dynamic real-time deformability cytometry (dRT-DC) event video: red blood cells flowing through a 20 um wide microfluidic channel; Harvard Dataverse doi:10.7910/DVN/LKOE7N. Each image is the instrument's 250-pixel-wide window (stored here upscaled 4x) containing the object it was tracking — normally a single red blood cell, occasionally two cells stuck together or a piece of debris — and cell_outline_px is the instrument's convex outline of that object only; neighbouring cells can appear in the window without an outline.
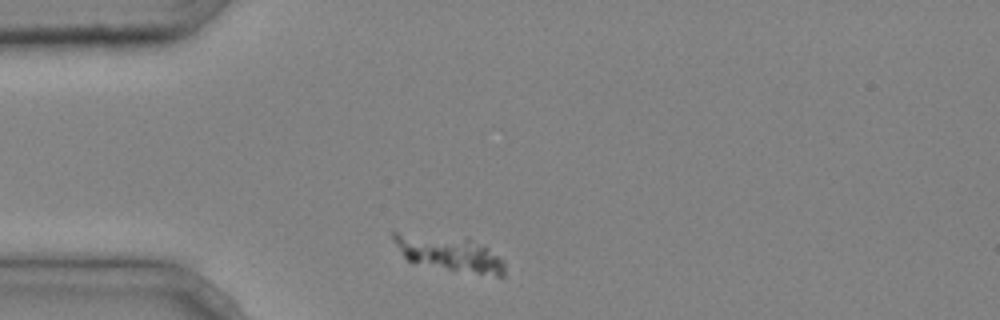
{"species": "common noctule bat (a hibernating species)", "species_latin": "Nyctalus noctula", "temperature_condition": "cold", "stored_images_in_passage": 2, "camera_frame_rate_fps": 3000, "um_per_image_px": 0.085, "animal": {"sex": "male", "body_mass_g": 20.4}, "frame": {"image": 1, "passage_image": 1, "time_ms": 0.0, "image_size_px": [1000, 320], "cell_outline_px": [[504, 276], [496, 276], [448, 268], [408, 260], [404, 256], [396, 244], [392, 236], [392, 232], [396, 232], [468, 236], [484, 244], [504, 260]], "centroid_in_image_um": [38.25, 21.46], "position_along_channel_um": 46.7, "area_um2": 22.83}}